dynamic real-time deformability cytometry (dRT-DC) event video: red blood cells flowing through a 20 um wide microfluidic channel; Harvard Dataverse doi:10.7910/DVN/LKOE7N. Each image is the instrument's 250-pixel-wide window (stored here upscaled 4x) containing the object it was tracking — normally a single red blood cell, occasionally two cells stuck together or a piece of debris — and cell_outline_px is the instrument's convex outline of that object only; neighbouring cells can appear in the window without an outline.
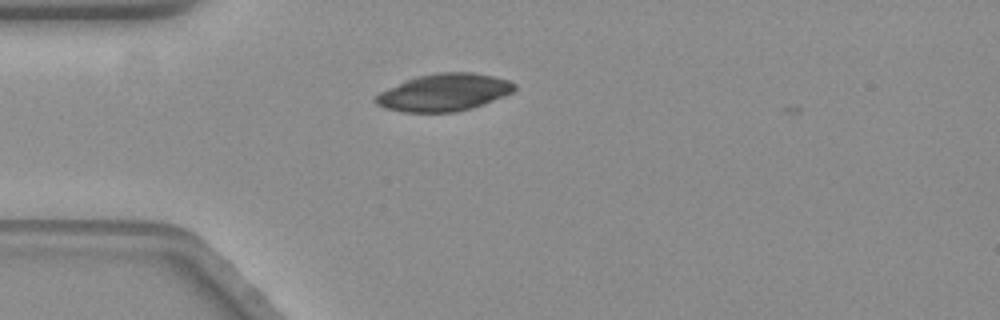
{"species": "common noctule bat (a hibernating species)", "species_latin": "Nyctalus noctula", "temperature_condition": "warm", "stored_images_in_passage": 45, "camera_frame_rate_fps": 3000, "um_per_image_px": 0.085, "animal": {"sex": "female", "body_mass_g": 19.3, "forearm_length_mm": 54.1}, "frame": {"image": 1, "passage_image": 3, "time_ms": 0.667, "image_size_px": [1000, 320], "cell_outline_px": [[516, 88], [512, 92], [504, 96], [484, 104], [472, 108], [456, 112], [404, 112], [384, 108], [376, 104], [372, 100], [380, 92], [416, 76], [436, 72], [472, 72], [492, 76], [508, 80], [516, 84]], "centroid_in_image_um": [37.74, 7.86], "position_along_channel_um": 47.3, "area_um2": 30.17}}
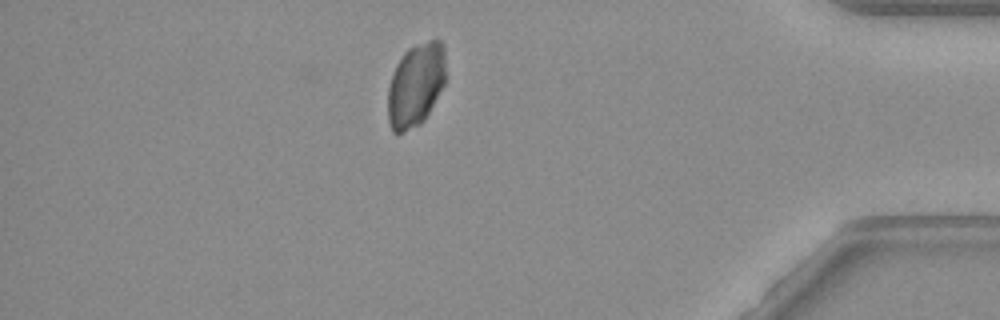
{"frame": {"image": 2, "passage_image": 38, "time_ms": 12.333, "image_size_px": [1000, 320], "cell_outline_px": [[444, 84], [424, 120], [420, 124], [400, 132], [392, 132], [388, 120], [388, 88], [396, 64], [404, 52], [408, 48], [416, 44], [428, 40], [440, 40], [444, 44]], "centroid_in_image_um": [35.32, 7.19], "position_along_channel_um": 399.9, "area_um2": 27.86}}